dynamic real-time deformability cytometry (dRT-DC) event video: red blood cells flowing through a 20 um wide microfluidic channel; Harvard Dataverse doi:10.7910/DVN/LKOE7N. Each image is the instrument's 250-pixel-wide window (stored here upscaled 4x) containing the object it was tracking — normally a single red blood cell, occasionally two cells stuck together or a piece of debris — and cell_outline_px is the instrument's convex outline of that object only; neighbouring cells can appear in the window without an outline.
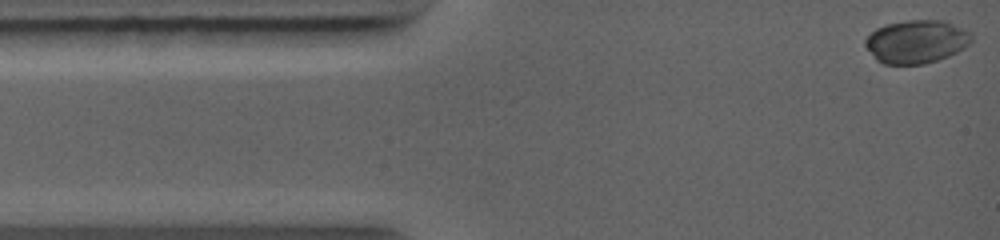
{"species": "common noctule bat (a hibernating species)", "species_latin": "Nyctalus noctula", "temperature_condition": "warm", "stored_images_in_passage": 29, "camera_frame_rate_fps": 5000, "um_per_image_px": 0.085, "animal": {"sex": "female", "body_mass_g": 19.0, "forearm_length_mm": 56.7}, "frame": {"image": 1, "passage_image": 1, "time_ms": 0.0, "image_size_px": [1000, 240], "cell_outline_px": [[972, 40], [964, 48], [948, 56], [924, 64], [884, 64], [876, 60], [864, 44], [864, 40], [876, 28], [888, 24], [904, 20], [944, 20], [972, 32]], "centroid_in_image_um": [77.9, 3.53], "position_along_channel_um": 7.1, "area_um2": 26.76}}
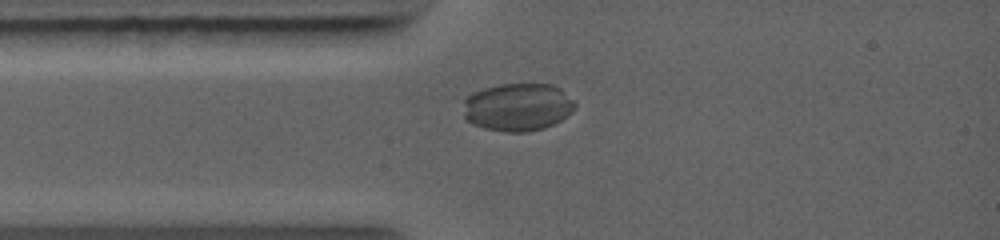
{"frame": {"image": 2, "passage_image": 9, "time_ms": 1.4, "image_size_px": [1000, 240], "cell_outline_px": [[576, 108], [572, 112], [560, 120], [544, 128], [524, 132], [508, 132], [488, 128], [476, 124], [468, 120], [464, 116], [464, 100], [472, 92], [484, 88], [500, 84], [552, 84], [560, 88], [576, 100]], "centroid_in_image_um": [44.05, 9.08], "position_along_channel_um": 40.9, "area_um2": 31.1}}
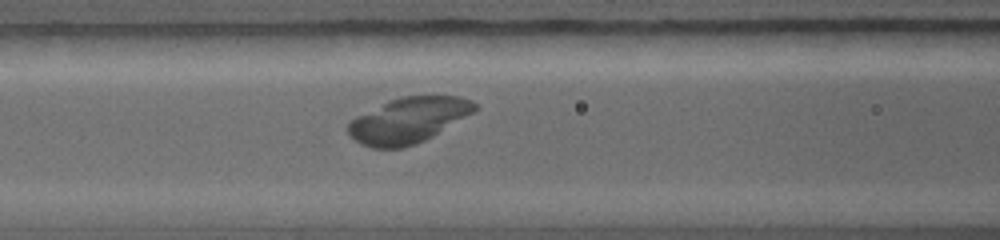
{"frame": {"image": 3, "passage_image": 14, "time_ms": 3.4, "image_size_px": [1000, 240], "cell_outline_px": [[480, 108], [476, 112], [432, 136], [416, 144], [404, 148], [372, 148], [360, 144], [348, 132], [348, 124], [356, 116], [388, 100], [400, 96], [460, 96], [472, 100]], "centroid_in_image_um": [34.75, 10.21], "position_along_channel_um": 131.8, "area_um2": 33.76}}